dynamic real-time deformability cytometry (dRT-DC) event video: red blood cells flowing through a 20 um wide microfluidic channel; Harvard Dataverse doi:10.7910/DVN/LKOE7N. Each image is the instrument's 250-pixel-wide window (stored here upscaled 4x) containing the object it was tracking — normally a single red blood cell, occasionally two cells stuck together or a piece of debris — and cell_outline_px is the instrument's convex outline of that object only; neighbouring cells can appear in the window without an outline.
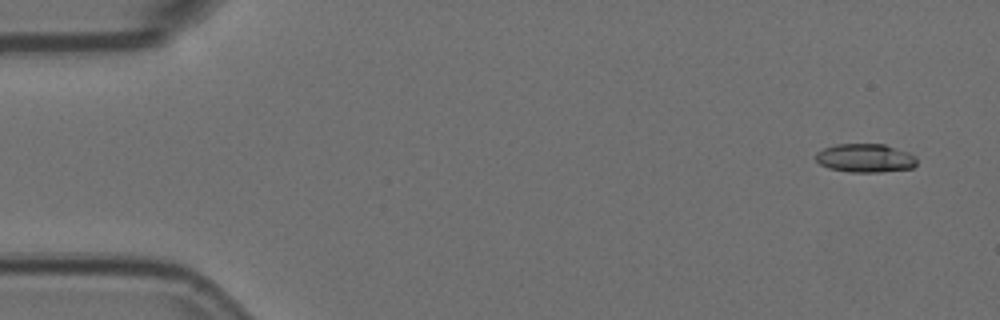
{"species": "Egyptian fruit bat (a non-hibernating species)", "species_latin": "Rousettus aegyptiacus", "temperature_condition": "room temperature", "stored_images_in_passage": 4, "camera_frame_rate_fps": 3000, "um_per_image_px": 0.085, "animal": {"sex": "female"}, "frame": {"image": 1, "passage_image": 1, "time_ms": 0.0, "image_size_px": [1000, 320], "cell_outline_px": [[916, 164], [912, 168], [880, 172], [852, 172], [828, 168], [820, 164], [816, 160], [816, 152], [824, 148], [836, 144], [884, 144], [908, 152], [916, 156]], "centroid_in_image_um": [73.54, 13.43], "position_along_channel_um": 11.5, "area_um2": 16.82}}